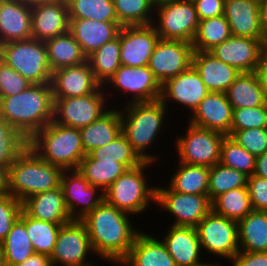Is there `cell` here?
<instances>
[{"instance_id":"cell-12","label":"cell","mask_w":267,"mask_h":266,"mask_svg":"<svg viewBox=\"0 0 267 266\" xmlns=\"http://www.w3.org/2000/svg\"><path fill=\"white\" fill-rule=\"evenodd\" d=\"M88 252L94 254L87 228L81 220H72L60 227L51 266H95L87 261Z\"/></svg>"},{"instance_id":"cell-28","label":"cell","mask_w":267,"mask_h":266,"mask_svg":"<svg viewBox=\"0 0 267 266\" xmlns=\"http://www.w3.org/2000/svg\"><path fill=\"white\" fill-rule=\"evenodd\" d=\"M22 209L30 217L54 224L64 225L72 221L61 186L26 198L22 202Z\"/></svg>"},{"instance_id":"cell-38","label":"cell","mask_w":267,"mask_h":266,"mask_svg":"<svg viewBox=\"0 0 267 266\" xmlns=\"http://www.w3.org/2000/svg\"><path fill=\"white\" fill-rule=\"evenodd\" d=\"M1 247L5 266H17L35 253L25 224L19 218L1 242Z\"/></svg>"},{"instance_id":"cell-5","label":"cell","mask_w":267,"mask_h":266,"mask_svg":"<svg viewBox=\"0 0 267 266\" xmlns=\"http://www.w3.org/2000/svg\"><path fill=\"white\" fill-rule=\"evenodd\" d=\"M28 146L49 164L64 170L78 169L86 156L80 129L53 120L29 140Z\"/></svg>"},{"instance_id":"cell-16","label":"cell","mask_w":267,"mask_h":266,"mask_svg":"<svg viewBox=\"0 0 267 266\" xmlns=\"http://www.w3.org/2000/svg\"><path fill=\"white\" fill-rule=\"evenodd\" d=\"M60 186L72 220L83 219L104 201V192L99 187L91 185L78 169L64 170Z\"/></svg>"},{"instance_id":"cell-50","label":"cell","mask_w":267,"mask_h":266,"mask_svg":"<svg viewBox=\"0 0 267 266\" xmlns=\"http://www.w3.org/2000/svg\"><path fill=\"white\" fill-rule=\"evenodd\" d=\"M31 84L12 67L0 60V98L19 94Z\"/></svg>"},{"instance_id":"cell-33","label":"cell","mask_w":267,"mask_h":266,"mask_svg":"<svg viewBox=\"0 0 267 266\" xmlns=\"http://www.w3.org/2000/svg\"><path fill=\"white\" fill-rule=\"evenodd\" d=\"M45 45L52 72L87 61L79 43L69 31L45 41Z\"/></svg>"},{"instance_id":"cell-48","label":"cell","mask_w":267,"mask_h":266,"mask_svg":"<svg viewBox=\"0 0 267 266\" xmlns=\"http://www.w3.org/2000/svg\"><path fill=\"white\" fill-rule=\"evenodd\" d=\"M230 137L255 157L267 151V128L237 130Z\"/></svg>"},{"instance_id":"cell-51","label":"cell","mask_w":267,"mask_h":266,"mask_svg":"<svg viewBox=\"0 0 267 266\" xmlns=\"http://www.w3.org/2000/svg\"><path fill=\"white\" fill-rule=\"evenodd\" d=\"M247 189L253 210L267 211V179L254 174L248 176Z\"/></svg>"},{"instance_id":"cell-31","label":"cell","mask_w":267,"mask_h":266,"mask_svg":"<svg viewBox=\"0 0 267 266\" xmlns=\"http://www.w3.org/2000/svg\"><path fill=\"white\" fill-rule=\"evenodd\" d=\"M121 132L120 109L109 108L96 121L80 129L86 155L98 147L111 143Z\"/></svg>"},{"instance_id":"cell-49","label":"cell","mask_w":267,"mask_h":266,"mask_svg":"<svg viewBox=\"0 0 267 266\" xmlns=\"http://www.w3.org/2000/svg\"><path fill=\"white\" fill-rule=\"evenodd\" d=\"M22 211V202L11 194L0 196V243L6 238Z\"/></svg>"},{"instance_id":"cell-23","label":"cell","mask_w":267,"mask_h":266,"mask_svg":"<svg viewBox=\"0 0 267 266\" xmlns=\"http://www.w3.org/2000/svg\"><path fill=\"white\" fill-rule=\"evenodd\" d=\"M121 25L118 21H96L91 19H69V32L88 57L106 42L118 37Z\"/></svg>"},{"instance_id":"cell-22","label":"cell","mask_w":267,"mask_h":266,"mask_svg":"<svg viewBox=\"0 0 267 266\" xmlns=\"http://www.w3.org/2000/svg\"><path fill=\"white\" fill-rule=\"evenodd\" d=\"M31 38L45 42L69 31V13L66 0L32 7Z\"/></svg>"},{"instance_id":"cell-53","label":"cell","mask_w":267,"mask_h":266,"mask_svg":"<svg viewBox=\"0 0 267 266\" xmlns=\"http://www.w3.org/2000/svg\"><path fill=\"white\" fill-rule=\"evenodd\" d=\"M231 261L232 266H267V252L239 251Z\"/></svg>"},{"instance_id":"cell-56","label":"cell","mask_w":267,"mask_h":266,"mask_svg":"<svg viewBox=\"0 0 267 266\" xmlns=\"http://www.w3.org/2000/svg\"><path fill=\"white\" fill-rule=\"evenodd\" d=\"M257 72L267 94V51L266 50L262 54Z\"/></svg>"},{"instance_id":"cell-41","label":"cell","mask_w":267,"mask_h":266,"mask_svg":"<svg viewBox=\"0 0 267 266\" xmlns=\"http://www.w3.org/2000/svg\"><path fill=\"white\" fill-rule=\"evenodd\" d=\"M118 23L121 26L150 25L155 14L151 0H113Z\"/></svg>"},{"instance_id":"cell-58","label":"cell","mask_w":267,"mask_h":266,"mask_svg":"<svg viewBox=\"0 0 267 266\" xmlns=\"http://www.w3.org/2000/svg\"><path fill=\"white\" fill-rule=\"evenodd\" d=\"M9 194L8 169L0 166V196Z\"/></svg>"},{"instance_id":"cell-24","label":"cell","mask_w":267,"mask_h":266,"mask_svg":"<svg viewBox=\"0 0 267 266\" xmlns=\"http://www.w3.org/2000/svg\"><path fill=\"white\" fill-rule=\"evenodd\" d=\"M31 14L20 0H0V45L31 38Z\"/></svg>"},{"instance_id":"cell-57","label":"cell","mask_w":267,"mask_h":266,"mask_svg":"<svg viewBox=\"0 0 267 266\" xmlns=\"http://www.w3.org/2000/svg\"><path fill=\"white\" fill-rule=\"evenodd\" d=\"M259 16L263 36L267 39V0L260 1Z\"/></svg>"},{"instance_id":"cell-54","label":"cell","mask_w":267,"mask_h":266,"mask_svg":"<svg viewBox=\"0 0 267 266\" xmlns=\"http://www.w3.org/2000/svg\"><path fill=\"white\" fill-rule=\"evenodd\" d=\"M17 266H51L50 257L42 253H34Z\"/></svg>"},{"instance_id":"cell-14","label":"cell","mask_w":267,"mask_h":266,"mask_svg":"<svg viewBox=\"0 0 267 266\" xmlns=\"http://www.w3.org/2000/svg\"><path fill=\"white\" fill-rule=\"evenodd\" d=\"M115 88L118 93L123 91L132 94L126 103L150 102L159 100L162 85L148 66L128 67L121 65L114 75L104 84ZM120 90V91H119Z\"/></svg>"},{"instance_id":"cell-26","label":"cell","mask_w":267,"mask_h":266,"mask_svg":"<svg viewBox=\"0 0 267 266\" xmlns=\"http://www.w3.org/2000/svg\"><path fill=\"white\" fill-rule=\"evenodd\" d=\"M192 66L199 73L201 80L210 92H226L236 77L241 73L216 58L209 51H194Z\"/></svg>"},{"instance_id":"cell-10","label":"cell","mask_w":267,"mask_h":266,"mask_svg":"<svg viewBox=\"0 0 267 266\" xmlns=\"http://www.w3.org/2000/svg\"><path fill=\"white\" fill-rule=\"evenodd\" d=\"M104 89L106 90L105 87L100 86L89 95L53 98V121L77 129L90 125L108 110L106 94L109 90L105 92Z\"/></svg>"},{"instance_id":"cell-61","label":"cell","mask_w":267,"mask_h":266,"mask_svg":"<svg viewBox=\"0 0 267 266\" xmlns=\"http://www.w3.org/2000/svg\"><path fill=\"white\" fill-rule=\"evenodd\" d=\"M151 1L155 6H157V5L161 4V3L170 2V1H173V0H151Z\"/></svg>"},{"instance_id":"cell-44","label":"cell","mask_w":267,"mask_h":266,"mask_svg":"<svg viewBox=\"0 0 267 266\" xmlns=\"http://www.w3.org/2000/svg\"><path fill=\"white\" fill-rule=\"evenodd\" d=\"M247 180L248 176L241 171L226 167L220 162L213 165L209 172V200L212 202L220 194L247 187Z\"/></svg>"},{"instance_id":"cell-62","label":"cell","mask_w":267,"mask_h":266,"mask_svg":"<svg viewBox=\"0 0 267 266\" xmlns=\"http://www.w3.org/2000/svg\"><path fill=\"white\" fill-rule=\"evenodd\" d=\"M0 266H5L1 243H0Z\"/></svg>"},{"instance_id":"cell-46","label":"cell","mask_w":267,"mask_h":266,"mask_svg":"<svg viewBox=\"0 0 267 266\" xmlns=\"http://www.w3.org/2000/svg\"><path fill=\"white\" fill-rule=\"evenodd\" d=\"M220 163L251 176L255 172L256 157L227 135L221 144Z\"/></svg>"},{"instance_id":"cell-40","label":"cell","mask_w":267,"mask_h":266,"mask_svg":"<svg viewBox=\"0 0 267 266\" xmlns=\"http://www.w3.org/2000/svg\"><path fill=\"white\" fill-rule=\"evenodd\" d=\"M212 210L237 222L246 217L253 210L247 187L220 194L212 201Z\"/></svg>"},{"instance_id":"cell-60","label":"cell","mask_w":267,"mask_h":266,"mask_svg":"<svg viewBox=\"0 0 267 266\" xmlns=\"http://www.w3.org/2000/svg\"><path fill=\"white\" fill-rule=\"evenodd\" d=\"M192 266H221V265H218L217 263H207V262H200L198 264H195V265H192Z\"/></svg>"},{"instance_id":"cell-42","label":"cell","mask_w":267,"mask_h":266,"mask_svg":"<svg viewBox=\"0 0 267 266\" xmlns=\"http://www.w3.org/2000/svg\"><path fill=\"white\" fill-rule=\"evenodd\" d=\"M89 154L95 160H113L122 163L127 169L138 167L144 162L122 132L111 143L98 147Z\"/></svg>"},{"instance_id":"cell-43","label":"cell","mask_w":267,"mask_h":266,"mask_svg":"<svg viewBox=\"0 0 267 266\" xmlns=\"http://www.w3.org/2000/svg\"><path fill=\"white\" fill-rule=\"evenodd\" d=\"M69 19L118 21L113 0H66Z\"/></svg>"},{"instance_id":"cell-37","label":"cell","mask_w":267,"mask_h":266,"mask_svg":"<svg viewBox=\"0 0 267 266\" xmlns=\"http://www.w3.org/2000/svg\"><path fill=\"white\" fill-rule=\"evenodd\" d=\"M19 219L25 224L34 252L50 257L54 250L61 225L30 217L23 209Z\"/></svg>"},{"instance_id":"cell-34","label":"cell","mask_w":267,"mask_h":266,"mask_svg":"<svg viewBox=\"0 0 267 266\" xmlns=\"http://www.w3.org/2000/svg\"><path fill=\"white\" fill-rule=\"evenodd\" d=\"M210 168L179 162L168 187L180 193L208 195Z\"/></svg>"},{"instance_id":"cell-45","label":"cell","mask_w":267,"mask_h":266,"mask_svg":"<svg viewBox=\"0 0 267 266\" xmlns=\"http://www.w3.org/2000/svg\"><path fill=\"white\" fill-rule=\"evenodd\" d=\"M28 144L29 140L0 116V166L9 169Z\"/></svg>"},{"instance_id":"cell-6","label":"cell","mask_w":267,"mask_h":266,"mask_svg":"<svg viewBox=\"0 0 267 266\" xmlns=\"http://www.w3.org/2000/svg\"><path fill=\"white\" fill-rule=\"evenodd\" d=\"M154 162L144 161L138 167L128 169L104 192V200L132 216L147 211L149 203L156 202V187L147 185L145 169Z\"/></svg>"},{"instance_id":"cell-21","label":"cell","mask_w":267,"mask_h":266,"mask_svg":"<svg viewBox=\"0 0 267 266\" xmlns=\"http://www.w3.org/2000/svg\"><path fill=\"white\" fill-rule=\"evenodd\" d=\"M189 122L198 127L218 131L230 136L233 107L226 93L209 92L191 114Z\"/></svg>"},{"instance_id":"cell-27","label":"cell","mask_w":267,"mask_h":266,"mask_svg":"<svg viewBox=\"0 0 267 266\" xmlns=\"http://www.w3.org/2000/svg\"><path fill=\"white\" fill-rule=\"evenodd\" d=\"M260 3L254 0H225L224 16L232 36L264 38L259 16Z\"/></svg>"},{"instance_id":"cell-1","label":"cell","mask_w":267,"mask_h":266,"mask_svg":"<svg viewBox=\"0 0 267 266\" xmlns=\"http://www.w3.org/2000/svg\"><path fill=\"white\" fill-rule=\"evenodd\" d=\"M131 214L117 209L105 200L81 221L85 224L96 256L119 265L129 254L141 232L129 219Z\"/></svg>"},{"instance_id":"cell-59","label":"cell","mask_w":267,"mask_h":266,"mask_svg":"<svg viewBox=\"0 0 267 266\" xmlns=\"http://www.w3.org/2000/svg\"><path fill=\"white\" fill-rule=\"evenodd\" d=\"M20 1L29 7H33V6L42 5L45 3L57 2L60 0H20Z\"/></svg>"},{"instance_id":"cell-39","label":"cell","mask_w":267,"mask_h":266,"mask_svg":"<svg viewBox=\"0 0 267 266\" xmlns=\"http://www.w3.org/2000/svg\"><path fill=\"white\" fill-rule=\"evenodd\" d=\"M231 36L230 26L224 15L200 20L192 42L193 49L210 51Z\"/></svg>"},{"instance_id":"cell-30","label":"cell","mask_w":267,"mask_h":266,"mask_svg":"<svg viewBox=\"0 0 267 266\" xmlns=\"http://www.w3.org/2000/svg\"><path fill=\"white\" fill-rule=\"evenodd\" d=\"M233 109L265 105L267 94L258 72H241L225 92Z\"/></svg>"},{"instance_id":"cell-18","label":"cell","mask_w":267,"mask_h":266,"mask_svg":"<svg viewBox=\"0 0 267 266\" xmlns=\"http://www.w3.org/2000/svg\"><path fill=\"white\" fill-rule=\"evenodd\" d=\"M265 38L231 36L209 52L240 72H255L266 50Z\"/></svg>"},{"instance_id":"cell-3","label":"cell","mask_w":267,"mask_h":266,"mask_svg":"<svg viewBox=\"0 0 267 266\" xmlns=\"http://www.w3.org/2000/svg\"><path fill=\"white\" fill-rule=\"evenodd\" d=\"M166 112L167 107L160 99L127 103L123 110L120 109L122 133L143 161L156 162L157 155L146 151L148 148L151 149L158 134H161Z\"/></svg>"},{"instance_id":"cell-52","label":"cell","mask_w":267,"mask_h":266,"mask_svg":"<svg viewBox=\"0 0 267 266\" xmlns=\"http://www.w3.org/2000/svg\"><path fill=\"white\" fill-rule=\"evenodd\" d=\"M199 20L224 15L225 0H195Z\"/></svg>"},{"instance_id":"cell-32","label":"cell","mask_w":267,"mask_h":266,"mask_svg":"<svg viewBox=\"0 0 267 266\" xmlns=\"http://www.w3.org/2000/svg\"><path fill=\"white\" fill-rule=\"evenodd\" d=\"M240 251L267 252V211L252 210L238 221Z\"/></svg>"},{"instance_id":"cell-19","label":"cell","mask_w":267,"mask_h":266,"mask_svg":"<svg viewBox=\"0 0 267 266\" xmlns=\"http://www.w3.org/2000/svg\"><path fill=\"white\" fill-rule=\"evenodd\" d=\"M209 92L199 73L191 66L185 72L162 84L160 100L167 109L168 102L173 100L183 105V108L189 109L192 114Z\"/></svg>"},{"instance_id":"cell-8","label":"cell","mask_w":267,"mask_h":266,"mask_svg":"<svg viewBox=\"0 0 267 266\" xmlns=\"http://www.w3.org/2000/svg\"><path fill=\"white\" fill-rule=\"evenodd\" d=\"M155 13L158 19L152 24L160 39L193 42L200 21L193 2L173 0L161 3L155 6Z\"/></svg>"},{"instance_id":"cell-25","label":"cell","mask_w":267,"mask_h":266,"mask_svg":"<svg viewBox=\"0 0 267 266\" xmlns=\"http://www.w3.org/2000/svg\"><path fill=\"white\" fill-rule=\"evenodd\" d=\"M161 240L177 266H192L201 262L202 248L195 227L170 225Z\"/></svg>"},{"instance_id":"cell-9","label":"cell","mask_w":267,"mask_h":266,"mask_svg":"<svg viewBox=\"0 0 267 266\" xmlns=\"http://www.w3.org/2000/svg\"><path fill=\"white\" fill-rule=\"evenodd\" d=\"M185 135L174 140L179 162L211 168L220 162L221 144L225 134L198 127L188 122Z\"/></svg>"},{"instance_id":"cell-7","label":"cell","mask_w":267,"mask_h":266,"mask_svg":"<svg viewBox=\"0 0 267 266\" xmlns=\"http://www.w3.org/2000/svg\"><path fill=\"white\" fill-rule=\"evenodd\" d=\"M0 60L32 84L51 83L52 70L45 42L29 38L1 44Z\"/></svg>"},{"instance_id":"cell-35","label":"cell","mask_w":267,"mask_h":266,"mask_svg":"<svg viewBox=\"0 0 267 266\" xmlns=\"http://www.w3.org/2000/svg\"><path fill=\"white\" fill-rule=\"evenodd\" d=\"M128 169L113 160H95L87 154L78 167V171L93 186L99 187L103 192Z\"/></svg>"},{"instance_id":"cell-20","label":"cell","mask_w":267,"mask_h":266,"mask_svg":"<svg viewBox=\"0 0 267 266\" xmlns=\"http://www.w3.org/2000/svg\"><path fill=\"white\" fill-rule=\"evenodd\" d=\"M101 85L94 77L88 61L52 72L53 98H69L94 93Z\"/></svg>"},{"instance_id":"cell-36","label":"cell","mask_w":267,"mask_h":266,"mask_svg":"<svg viewBox=\"0 0 267 266\" xmlns=\"http://www.w3.org/2000/svg\"><path fill=\"white\" fill-rule=\"evenodd\" d=\"M94 77L104 87V84L120 68V32L117 38L106 42L98 50L87 57Z\"/></svg>"},{"instance_id":"cell-4","label":"cell","mask_w":267,"mask_h":266,"mask_svg":"<svg viewBox=\"0 0 267 266\" xmlns=\"http://www.w3.org/2000/svg\"><path fill=\"white\" fill-rule=\"evenodd\" d=\"M64 169L49 164L29 146L8 169L9 194L23 202L26 198L60 187Z\"/></svg>"},{"instance_id":"cell-2","label":"cell","mask_w":267,"mask_h":266,"mask_svg":"<svg viewBox=\"0 0 267 266\" xmlns=\"http://www.w3.org/2000/svg\"><path fill=\"white\" fill-rule=\"evenodd\" d=\"M51 83L31 84L19 94L0 98V116L27 140L53 120Z\"/></svg>"},{"instance_id":"cell-15","label":"cell","mask_w":267,"mask_h":266,"mask_svg":"<svg viewBox=\"0 0 267 266\" xmlns=\"http://www.w3.org/2000/svg\"><path fill=\"white\" fill-rule=\"evenodd\" d=\"M193 53V45L190 42L159 39L148 67L162 85L192 66Z\"/></svg>"},{"instance_id":"cell-63","label":"cell","mask_w":267,"mask_h":266,"mask_svg":"<svg viewBox=\"0 0 267 266\" xmlns=\"http://www.w3.org/2000/svg\"><path fill=\"white\" fill-rule=\"evenodd\" d=\"M265 48H266V51H267V39H266V43H265Z\"/></svg>"},{"instance_id":"cell-17","label":"cell","mask_w":267,"mask_h":266,"mask_svg":"<svg viewBox=\"0 0 267 266\" xmlns=\"http://www.w3.org/2000/svg\"><path fill=\"white\" fill-rule=\"evenodd\" d=\"M160 36L153 24L122 26L120 29L121 65L128 67L148 66Z\"/></svg>"},{"instance_id":"cell-29","label":"cell","mask_w":267,"mask_h":266,"mask_svg":"<svg viewBox=\"0 0 267 266\" xmlns=\"http://www.w3.org/2000/svg\"><path fill=\"white\" fill-rule=\"evenodd\" d=\"M141 231L119 266H177L159 238Z\"/></svg>"},{"instance_id":"cell-47","label":"cell","mask_w":267,"mask_h":266,"mask_svg":"<svg viewBox=\"0 0 267 266\" xmlns=\"http://www.w3.org/2000/svg\"><path fill=\"white\" fill-rule=\"evenodd\" d=\"M267 128V103L258 107L233 109L230 136L237 130Z\"/></svg>"},{"instance_id":"cell-13","label":"cell","mask_w":267,"mask_h":266,"mask_svg":"<svg viewBox=\"0 0 267 266\" xmlns=\"http://www.w3.org/2000/svg\"><path fill=\"white\" fill-rule=\"evenodd\" d=\"M156 204L175 218L174 226L196 228L212 210L208 195L180 193L166 186L156 187Z\"/></svg>"},{"instance_id":"cell-11","label":"cell","mask_w":267,"mask_h":266,"mask_svg":"<svg viewBox=\"0 0 267 266\" xmlns=\"http://www.w3.org/2000/svg\"><path fill=\"white\" fill-rule=\"evenodd\" d=\"M196 229L204 252L231 261L240 251L237 221L216 214L211 210Z\"/></svg>"},{"instance_id":"cell-55","label":"cell","mask_w":267,"mask_h":266,"mask_svg":"<svg viewBox=\"0 0 267 266\" xmlns=\"http://www.w3.org/2000/svg\"><path fill=\"white\" fill-rule=\"evenodd\" d=\"M254 175L267 179V151L256 157Z\"/></svg>"}]
</instances>
